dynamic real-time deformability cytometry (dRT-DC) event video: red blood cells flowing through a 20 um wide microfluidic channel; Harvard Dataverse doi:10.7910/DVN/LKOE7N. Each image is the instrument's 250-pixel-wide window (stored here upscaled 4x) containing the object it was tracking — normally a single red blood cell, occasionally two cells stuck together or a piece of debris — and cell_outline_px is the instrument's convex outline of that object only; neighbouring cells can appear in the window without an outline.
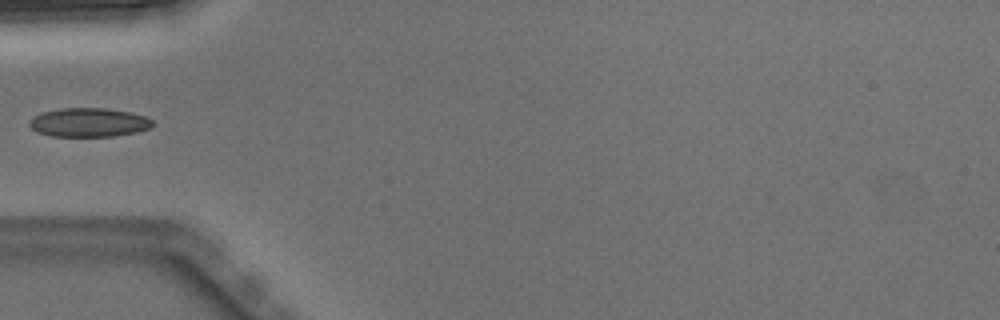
{"species": "Egyptian fruit bat (a non-hibernating species)", "species_latin": "Rousettus aegyptiacus", "temperature_condition": "warm", "stored_images_in_passage": 3, "camera_frame_rate_fps": 3000, "um_per_image_px": 0.085, "animal": {"sex": "male"}, "frame": {"image": 1, "passage_image": 3, "time_ms": 0.667, "image_size_px": [1000, 320], "cell_outline_px": [[156, 124], [152, 128], [136, 132], [112, 136], [52, 136], [36, 132], [28, 124], [36, 116], [44, 112], [60, 108], [104, 108], [128, 112], [144, 116], [152, 120]], "centroid_in_image_um": [7.59, 10.41], "position_along_channel_um": 77.4, "area_um2": 20.58}}